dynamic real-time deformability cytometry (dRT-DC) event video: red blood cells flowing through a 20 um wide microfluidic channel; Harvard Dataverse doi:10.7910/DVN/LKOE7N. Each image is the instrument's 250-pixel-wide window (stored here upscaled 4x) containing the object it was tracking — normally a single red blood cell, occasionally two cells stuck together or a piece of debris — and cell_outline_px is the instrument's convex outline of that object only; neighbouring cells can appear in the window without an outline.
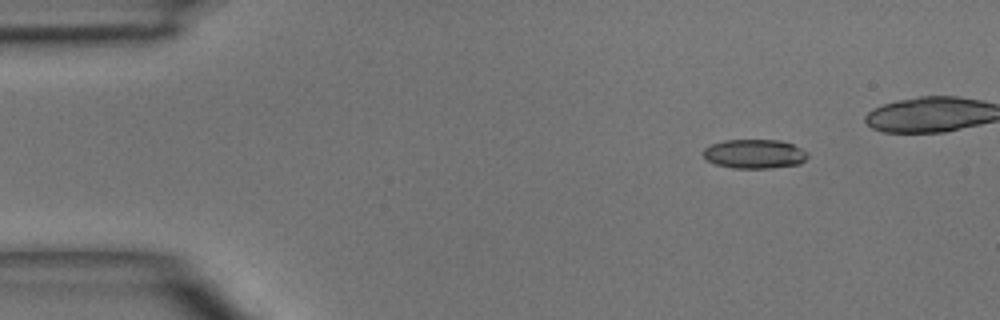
{"species": "common noctule bat (a hibernating species)", "species_latin": "Nyctalus noctula", "temperature_condition": "room temperature", "stored_images_in_passage": 4, "segment_of_instrument_passage": [1, 2], "camera_frame_rate_fps": 3000, "um_per_image_px": 0.085, "animal": {"sex": "male", "body_mass_g": 15.6}, "frame": {"image": 1, "passage_image": 1, "time_ms": 0.0, "image_size_px": [1000, 320], "cell_outline_px": [[808, 156], [800, 164], [768, 168], [732, 168], [716, 164], [708, 160], [704, 156], [704, 148], [712, 144], [724, 140], [780, 140], [792, 144], [808, 152]], "centroid_in_image_um": [64.15, 13.08], "position_along_channel_um": 20.9, "area_um2": 17.63}}